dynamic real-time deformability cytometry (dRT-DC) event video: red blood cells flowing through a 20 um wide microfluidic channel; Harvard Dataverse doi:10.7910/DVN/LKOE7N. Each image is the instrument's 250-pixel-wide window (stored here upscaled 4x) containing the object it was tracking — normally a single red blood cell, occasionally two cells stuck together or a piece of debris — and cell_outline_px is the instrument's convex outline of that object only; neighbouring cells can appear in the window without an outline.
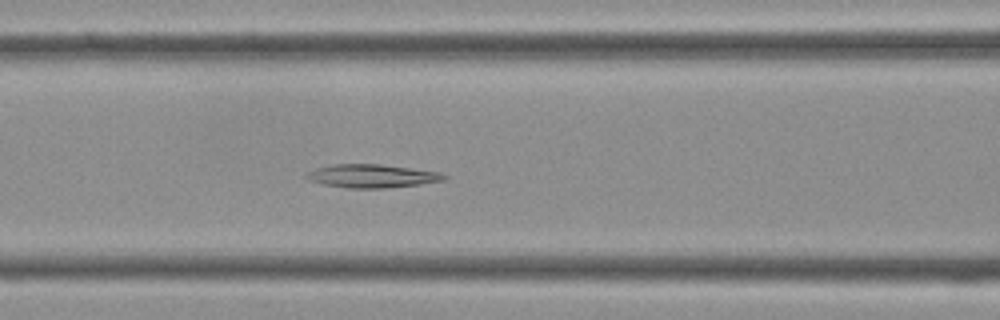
{"species": "Egyptian fruit bat (a non-hibernating species)", "species_latin": "Rousettus aegyptiacus", "temperature_condition": "cold", "stored_images_in_passage": 32, "camera_frame_rate_fps": 3000, "um_per_image_px": 0.085, "frame": {"image": 1, "passage_image": 8, "time_ms": 2.333, "image_size_px": [1000, 320], "cell_outline_px": [[448, 176], [444, 180], [420, 184], [384, 188], [348, 188], [324, 184], [308, 180], [304, 176], [308, 172], [316, 168], [332, 164], [380, 164], [440, 172]], "centroid_in_image_um": [31.6, 14.96], "position_along_channel_um": 135.0, "area_um2": 18.61}}
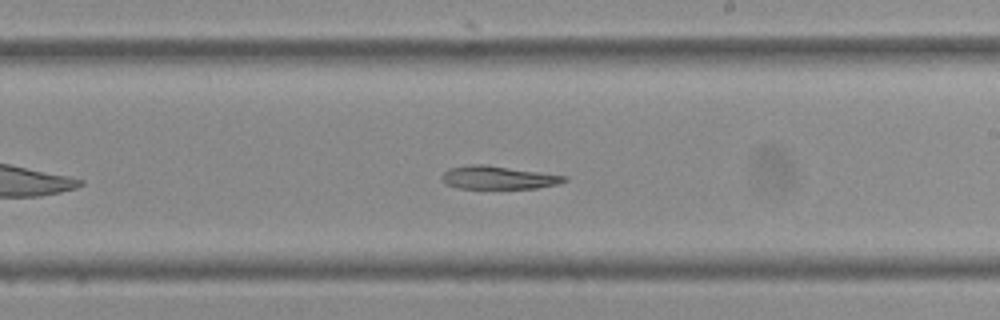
{"frame": {"image": 2, "passage_image": 15, "time_ms": 4.667, "image_size_px": [1000, 320], "cell_outline_px": [[568, 180], [560, 184], [536, 188], [456, 188], [444, 184], [440, 176], [448, 168], [468, 164], [480, 164], [568, 176]], "centroid_in_image_um": [42.31, 15.1], "position_along_channel_um": 246.7, "area_um2": 16.53}}
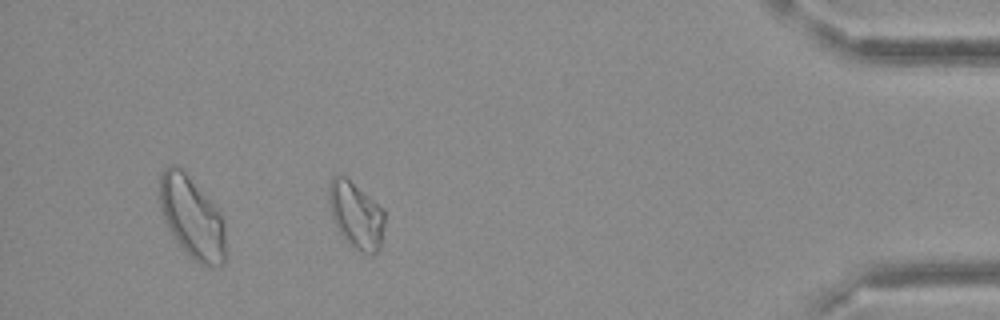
{"frame": {"image": 3, "passage_image": 28, "time_ms": 9.0, "image_size_px": [1000, 320], "cell_outline_px": [[384, 224], [380, 248], [372, 256], [368, 256], [352, 248], [348, 244], [340, 232], [332, 216], [328, 200], [328, 188], [332, 176], [344, 176], [384, 208]], "centroid_in_image_um": [30.28, 18.33], "position_along_channel_um": 404.9, "area_um2": 21.73}}